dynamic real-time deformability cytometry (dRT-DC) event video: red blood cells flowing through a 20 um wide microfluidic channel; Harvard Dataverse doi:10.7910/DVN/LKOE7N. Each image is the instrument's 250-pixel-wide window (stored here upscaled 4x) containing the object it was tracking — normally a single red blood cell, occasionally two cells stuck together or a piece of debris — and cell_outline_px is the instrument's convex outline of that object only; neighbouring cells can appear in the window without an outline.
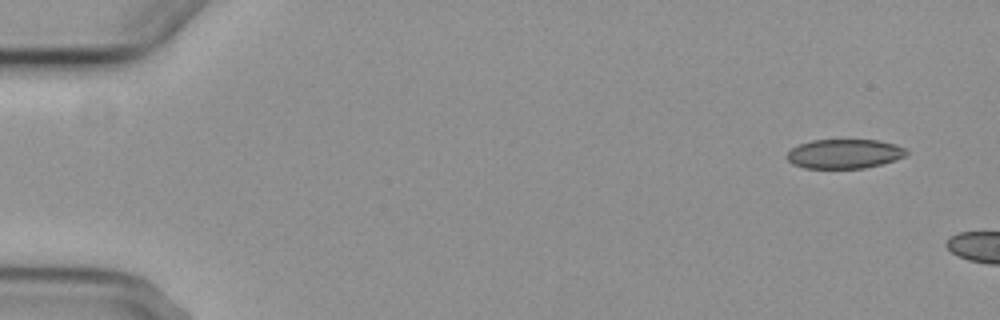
{"species": "common noctule bat (a hibernating species)", "species_latin": "Nyctalus noctula", "temperature_condition": "cold", "stored_images_in_passage": 2, "camera_frame_rate_fps": 3000, "um_per_image_px": 0.085, "animal": {"sex": "female", "body_mass_g": 29.2, "forearm_length_mm": 56.3}, "frame": {"image": 1, "passage_image": 1, "time_ms": 0.0, "image_size_px": [1000, 320], "cell_outline_px": [[908, 152], [904, 156], [896, 160], [864, 168], [804, 168], [792, 164], [788, 160], [788, 152], [792, 148], [800, 144], [812, 140], [880, 140], [896, 144], [904, 148]], "centroid_in_image_um": [71.78, 13.07], "position_along_channel_um": 13.2, "area_um2": 20.35}}